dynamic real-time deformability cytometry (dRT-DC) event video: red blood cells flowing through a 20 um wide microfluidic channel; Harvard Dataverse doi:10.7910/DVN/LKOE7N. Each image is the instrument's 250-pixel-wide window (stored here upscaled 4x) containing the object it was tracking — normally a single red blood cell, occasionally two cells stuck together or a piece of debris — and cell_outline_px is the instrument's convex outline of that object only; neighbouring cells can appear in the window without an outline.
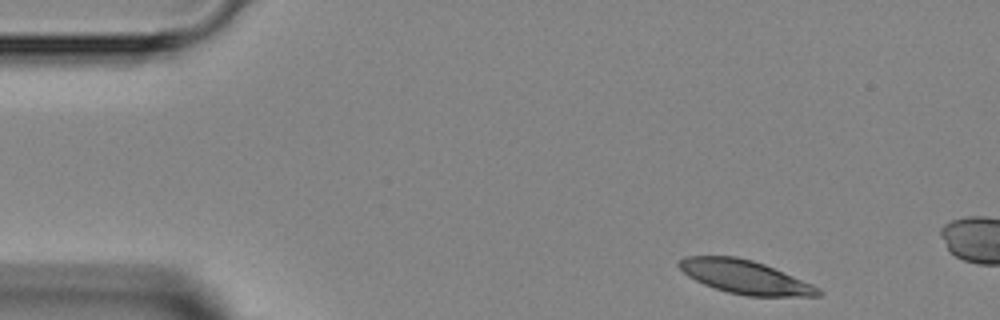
{"species": "Egyptian fruit bat (a non-hibernating species)", "species_latin": "Rousettus aegyptiacus", "temperature_condition": "room temperature", "stored_images_in_passage": 2, "camera_frame_rate_fps": 3000, "um_per_image_px": 0.085, "animal": {"sex": "female"}, "frame": {"image": 1, "passage_image": 1, "time_ms": 0.0, "image_size_px": [1000, 320], "cell_outline_px": [[824, 292], [820, 296], [748, 296], [728, 292], [704, 284], [688, 276], [676, 264], [684, 256], [736, 256], [752, 260], [764, 264], [812, 284], [820, 288]], "centroid_in_image_um": [63.33, 23.54], "position_along_channel_um": 21.7, "area_um2": 26.99}}